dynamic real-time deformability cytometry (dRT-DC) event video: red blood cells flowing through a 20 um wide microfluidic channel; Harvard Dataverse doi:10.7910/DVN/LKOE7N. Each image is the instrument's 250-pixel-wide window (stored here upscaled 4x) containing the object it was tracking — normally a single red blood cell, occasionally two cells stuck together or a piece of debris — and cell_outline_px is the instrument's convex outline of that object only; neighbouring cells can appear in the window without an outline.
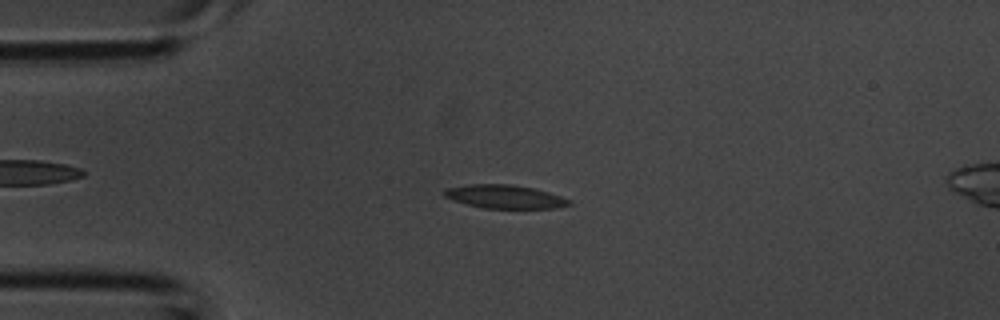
{"species": "common noctule bat (a hibernating species)", "species_latin": "Nyctalus noctula", "temperature_condition": "room temperature", "stored_images_in_passage": 3, "camera_frame_rate_fps": 3000, "um_per_image_px": 0.085, "animal": {"sex": "male", "body_mass_g": 20.1, "forearm_length_mm": 53.5}, "frame": {"image": 1, "passage_image": 3, "time_ms": 0.667, "image_size_px": [1000, 320], "cell_outline_px": [[572, 204], [556, 208], [484, 208], [452, 200], [444, 196], [440, 192], [444, 188], [468, 184], [512, 184], [532, 188], [548, 192], [572, 200]], "centroid_in_image_um": [42.86, 16.71], "position_along_channel_um": 42.1, "area_um2": 17.17}}